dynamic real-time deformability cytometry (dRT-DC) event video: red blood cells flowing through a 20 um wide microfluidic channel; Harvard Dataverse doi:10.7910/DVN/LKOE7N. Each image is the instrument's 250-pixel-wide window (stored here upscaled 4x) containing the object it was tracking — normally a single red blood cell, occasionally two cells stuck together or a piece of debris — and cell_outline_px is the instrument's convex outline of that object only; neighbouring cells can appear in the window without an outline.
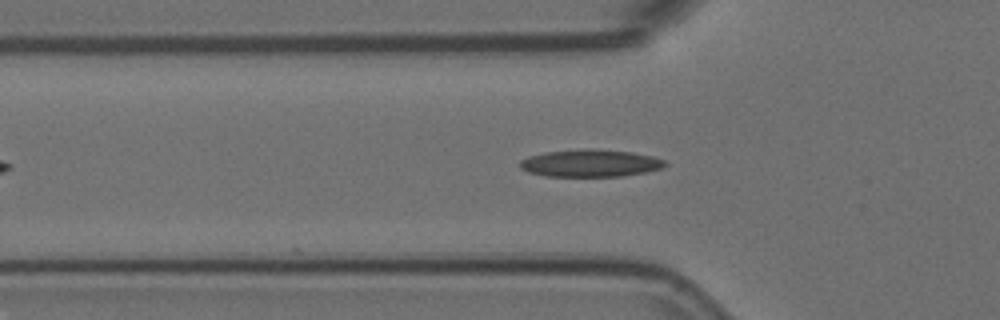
{"species": "Egyptian fruit bat (a non-hibernating species)", "species_latin": "Rousettus aegyptiacus", "temperature_condition": "room temperature", "stored_images_in_passage": 5, "camera_frame_rate_fps": 3000, "um_per_image_px": 0.085, "animal": {"sex": "female"}, "frame": {"image": 1, "passage_image": 5, "time_ms": 1.333, "image_size_px": [1000, 320], "cell_outline_px": [[668, 164], [660, 168], [644, 172], [620, 176], [544, 176], [528, 172], [520, 168], [520, 160], [528, 156], [544, 152], [584, 148], [632, 152], [652, 156], [664, 160]], "centroid_in_image_um": [50.13, 13.86], "position_along_channel_um": 75.7, "area_um2": 23.06}}